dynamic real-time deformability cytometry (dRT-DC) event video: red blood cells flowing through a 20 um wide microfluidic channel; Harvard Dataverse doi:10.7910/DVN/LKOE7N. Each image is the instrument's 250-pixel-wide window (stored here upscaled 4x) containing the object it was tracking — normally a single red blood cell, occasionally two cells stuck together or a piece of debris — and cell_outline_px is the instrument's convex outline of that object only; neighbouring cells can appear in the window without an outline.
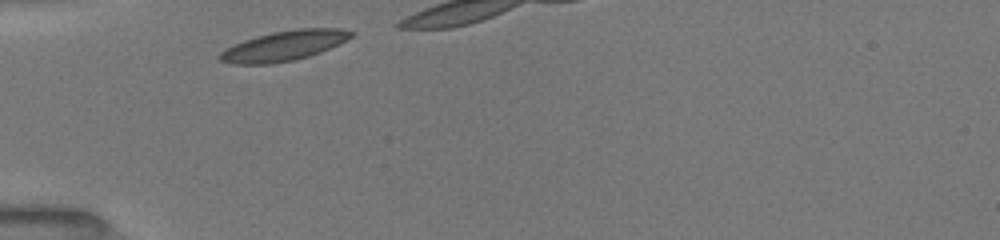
{"species": "common noctule bat (a hibernating species)", "species_latin": "Nyctalus noctula", "temperature_condition": "room temperature", "stored_images_in_passage": 8, "camera_frame_rate_fps": 3000, "um_per_image_px": 0.085, "animal": {"sex": "female", "body_mass_g": 19.5, "forearm_length_mm": 54.1}, "frame": {"image": 1, "passage_image": 1, "time_ms": 0.0, "image_size_px": [1000, 240], "cell_outline_px": [[352, 36], [320, 52], [308, 56], [292, 60], [268, 64], [232, 64], [220, 60], [216, 56], [220, 52], [244, 40], [256, 36], [272, 32], [296, 28], [340, 28], [352, 32]], "centroid_in_image_um": [24.08, 3.89], "position_along_channel_um": 60.9, "area_um2": 22.54}}